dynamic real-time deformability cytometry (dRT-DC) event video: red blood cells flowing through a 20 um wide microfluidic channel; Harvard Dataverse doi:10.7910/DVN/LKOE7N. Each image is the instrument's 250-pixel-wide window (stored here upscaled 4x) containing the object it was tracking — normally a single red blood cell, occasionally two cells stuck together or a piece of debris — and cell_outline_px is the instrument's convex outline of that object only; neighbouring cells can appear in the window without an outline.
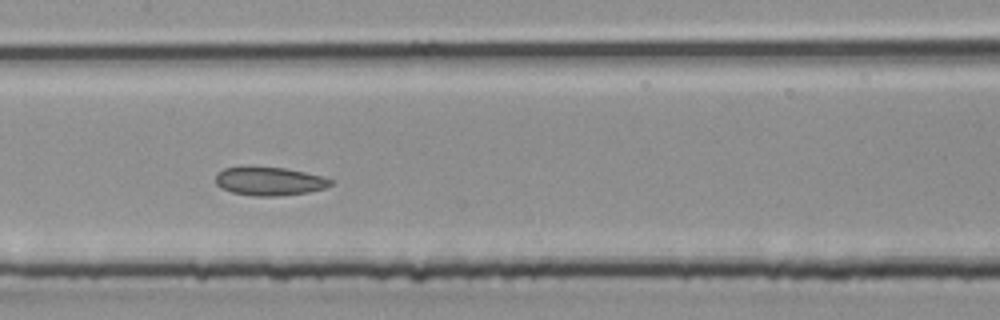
{"species": "common noctule bat (a hibernating species)", "species_latin": "Nyctalus noctula", "temperature_condition": "room temperature", "stored_images_in_passage": 27, "camera_frame_rate_fps": 3000, "um_per_image_px": 0.085, "animal": {"sex": "male", "body_mass_g": 20.4}, "frame": {"image": 1, "passage_image": 12, "time_ms": 3.667, "image_size_px": [1000, 320], "cell_outline_px": [[332, 184], [324, 188], [308, 192], [276, 196], [256, 196], [232, 192], [220, 188], [216, 184], [216, 172], [224, 168], [284, 168], [304, 172], [320, 176], [332, 180]], "centroid_in_image_um": [22.87, 15.42], "position_along_channel_um": 184.5, "area_um2": 18.61}}
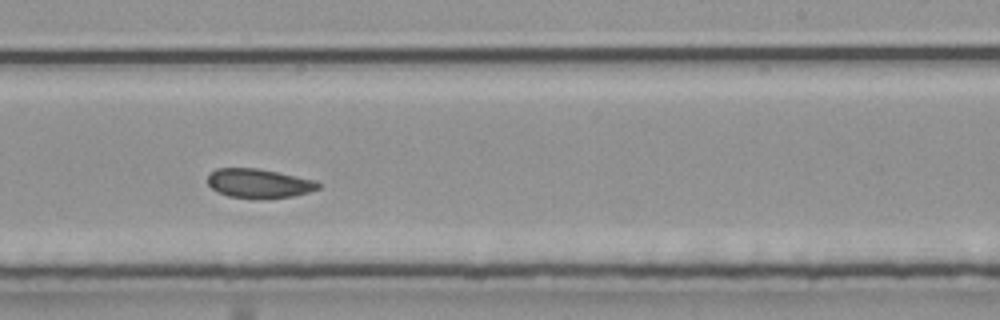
{"frame": {"image": 2, "passage_image": 16, "time_ms": 5.0, "image_size_px": [1000, 320], "cell_outline_px": [[320, 188], [312, 192], [292, 196], [268, 200], [256, 200], [228, 196], [216, 192], [208, 184], [208, 172], [216, 168], [256, 168], [316, 180], [320, 184]], "centroid_in_image_um": [22.0, 15.62], "position_along_channel_um": 267.0, "area_um2": 19.36}}
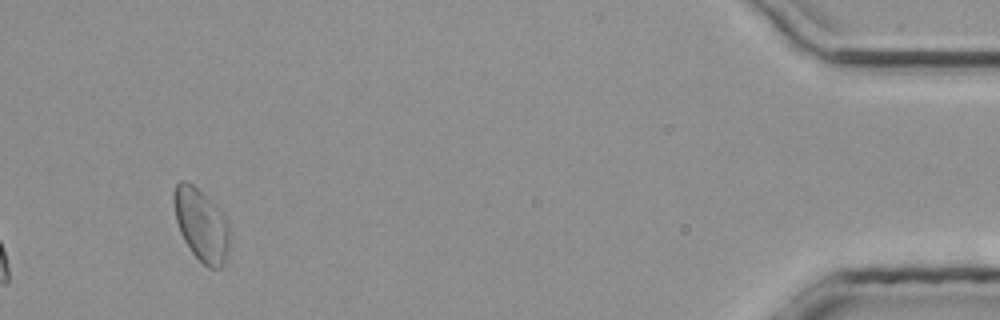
{"frame": {"image": 3, "passage_image": 27, "time_ms": 8.667, "image_size_px": [1000, 320], "cell_outline_px": [[228, 248], [224, 260], [220, 268], [208, 268], [192, 252], [184, 240], [180, 232], [176, 220], [172, 200], [172, 192], [176, 184], [180, 180], [184, 180], [192, 184], [224, 216], [228, 224]], "centroid_in_image_um": [17.05, 19.1], "position_along_channel_um": 418.1, "area_um2": 22.89}}